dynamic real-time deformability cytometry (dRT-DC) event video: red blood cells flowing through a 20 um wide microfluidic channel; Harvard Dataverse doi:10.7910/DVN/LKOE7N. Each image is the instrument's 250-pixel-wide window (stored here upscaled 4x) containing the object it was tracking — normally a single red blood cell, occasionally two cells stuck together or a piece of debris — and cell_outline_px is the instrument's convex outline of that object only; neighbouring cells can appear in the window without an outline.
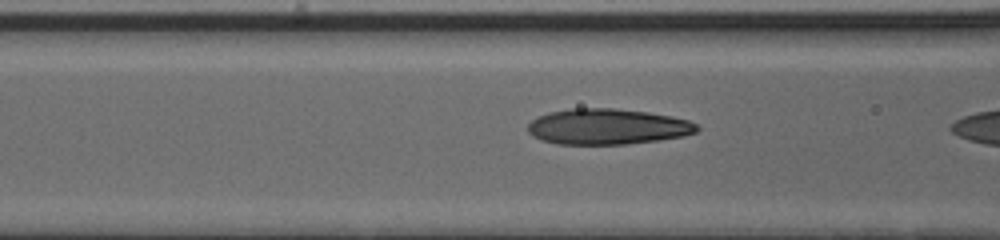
{"species": "human", "species_latin": "Homo sapiens", "temperature_condition": "cold", "stored_images_in_passage": 7, "camera_frame_rate_fps": 3000, "um_per_image_px": 0.085, "donor": {"sex": "male"}, "frame": {"image": 1, "passage_image": 6, "time_ms": 1.667, "image_size_px": [1000, 240], "cell_outline_px": [[700, 128], [696, 132], [684, 136], [660, 140], [628, 144], [556, 144], [540, 140], [532, 136], [528, 132], [528, 124], [532, 120], [548, 112], [572, 108], [612, 108], [648, 112], [672, 116], [688, 120], [696, 124]], "centroid_in_image_um": [51.63, 10.77], "position_along_channel_um": 115.0, "area_um2": 35.37}}